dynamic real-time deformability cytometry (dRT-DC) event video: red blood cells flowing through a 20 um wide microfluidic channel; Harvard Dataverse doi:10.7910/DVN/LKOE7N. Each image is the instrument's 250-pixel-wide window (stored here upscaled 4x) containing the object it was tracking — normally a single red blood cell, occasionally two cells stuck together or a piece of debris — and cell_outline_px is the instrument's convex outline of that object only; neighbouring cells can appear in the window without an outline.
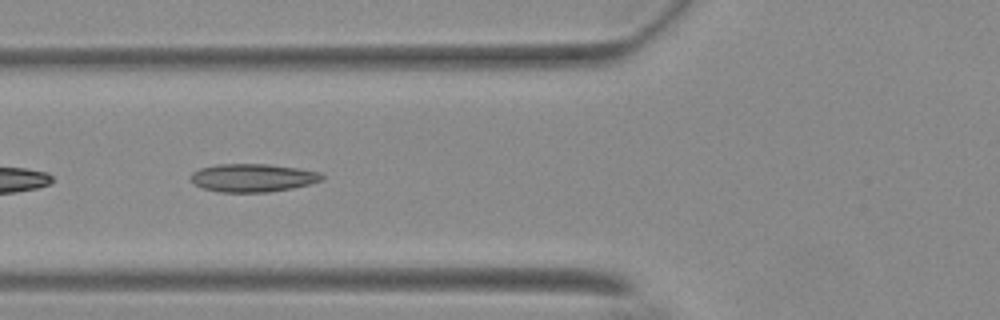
{"species": "Egyptian fruit bat (a non-hibernating species)", "species_latin": "Rousettus aegyptiacus", "temperature_condition": "warm", "stored_images_in_passage": 13, "camera_frame_rate_fps": 3000, "um_per_image_px": 0.085, "animal": {"sex": "female"}, "frame": {"image": 1, "passage_image": 8, "time_ms": 2.333, "image_size_px": [1000, 320], "cell_outline_px": [[324, 176], [320, 180], [308, 184], [292, 188], [268, 192], [220, 192], [204, 188], [196, 184], [192, 180], [192, 172], [200, 168], [216, 164], [268, 164], [296, 168], [320, 172]], "centroid_in_image_um": [21.48, 15.11], "position_along_channel_um": 104.3, "area_um2": 21.21}}